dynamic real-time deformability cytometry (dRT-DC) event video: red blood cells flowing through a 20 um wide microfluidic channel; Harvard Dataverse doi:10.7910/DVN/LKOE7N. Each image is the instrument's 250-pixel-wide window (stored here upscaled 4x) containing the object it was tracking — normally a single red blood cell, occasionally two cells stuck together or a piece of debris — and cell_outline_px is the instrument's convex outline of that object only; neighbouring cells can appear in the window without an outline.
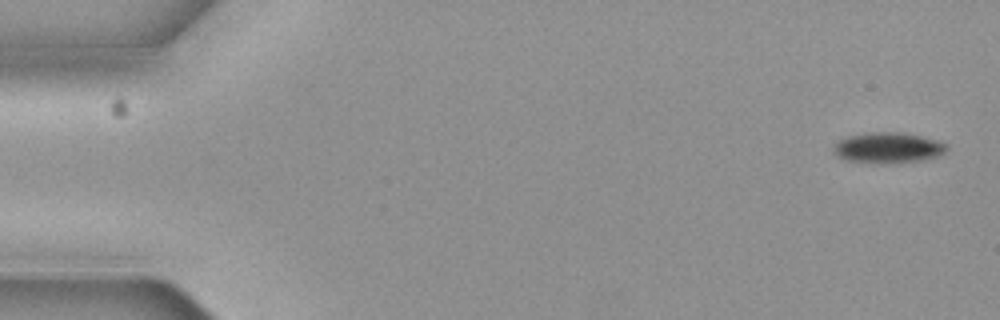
{"species": "common noctule bat (a hibernating species)", "species_latin": "Nyctalus noctula", "temperature_condition": "cold", "stored_images_in_passage": 5, "camera_frame_rate_fps": 3000, "um_per_image_px": 0.085, "animal": {"sex": "female", "body_mass_g": 19.3, "forearm_length_mm": 54.1}, "frame": {"image": 1, "passage_image": 1, "time_ms": 0.0, "image_size_px": [1000, 320], "cell_outline_px": [[948, 148], [940, 156], [924, 160], [896, 164], [876, 164], [844, 160], [836, 156], [836, 144], [840, 140], [848, 136], [872, 132], [900, 132], [920, 136], [936, 140], [948, 144]], "centroid_in_image_um": [75.53, 12.59], "position_along_channel_um": 9.5, "area_um2": 20.46}}
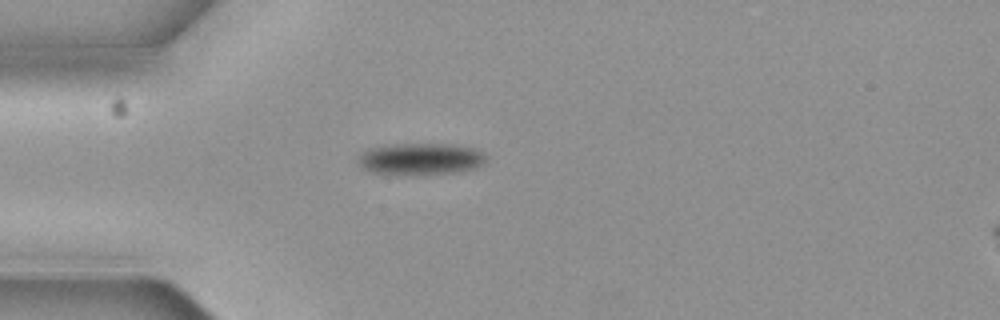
{"frame": {"image": 2, "passage_image": 5, "time_ms": 1.333, "image_size_px": [1000, 320], "cell_outline_px": [[488, 160], [484, 164], [476, 168], [456, 172], [416, 176], [396, 176], [372, 172], [360, 168], [356, 160], [368, 148], [392, 144], [448, 144], [476, 148], [488, 156]], "centroid_in_image_um": [35.75, 13.54], "position_along_channel_um": 49.3, "area_um2": 24.57}}